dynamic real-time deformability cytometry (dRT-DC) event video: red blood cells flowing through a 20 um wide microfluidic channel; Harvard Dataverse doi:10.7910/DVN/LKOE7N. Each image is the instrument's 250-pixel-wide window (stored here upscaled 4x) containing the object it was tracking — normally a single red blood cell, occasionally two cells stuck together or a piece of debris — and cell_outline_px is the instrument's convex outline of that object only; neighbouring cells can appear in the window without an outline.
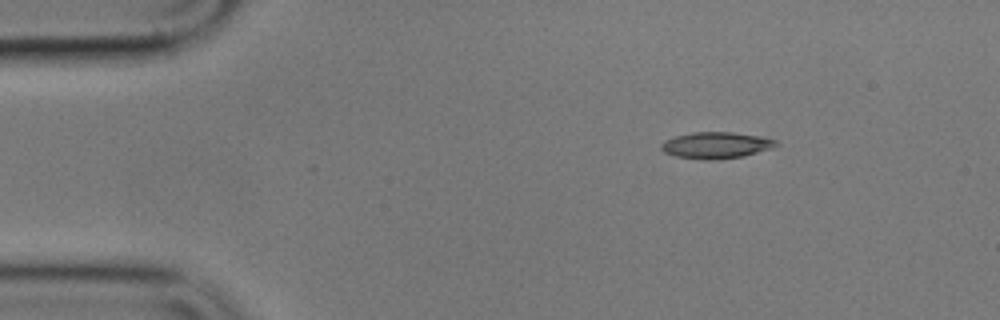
{"species": "common noctule bat (a hibernating species)", "species_latin": "Nyctalus noctula", "temperature_condition": "cold", "stored_images_in_passage": 49, "camera_frame_rate_fps": 3000, "um_per_image_px": 0.085, "animal": {"sex": "male", "body_mass_g": 17.9}, "frame": {"image": 1, "passage_image": 1, "time_ms": 0.0, "image_size_px": [1000, 320], "cell_outline_px": [[780, 144], [772, 148], [744, 156], [716, 160], [700, 160], [676, 156], [664, 152], [660, 148], [660, 144], [664, 140], [676, 136], [692, 132], [732, 132], [760, 136], [776, 140]], "centroid_in_image_um": [60.86, 12.35], "position_along_channel_um": 24.1, "area_um2": 17.86}}
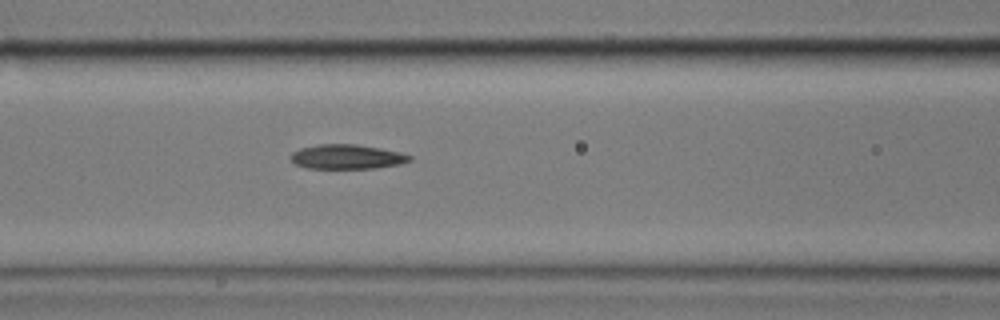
{"frame": {"image": 2, "passage_image": 16, "time_ms": 5.0, "image_size_px": [1000, 320], "cell_outline_px": [[412, 160], [400, 164], [376, 168], [308, 168], [296, 164], [288, 156], [292, 152], [300, 148], [320, 144], [356, 144], [380, 148], [400, 152], [412, 156]], "centroid_in_image_um": [29.49, 13.32], "position_along_channel_um": 137.1, "area_um2": 16.99}}
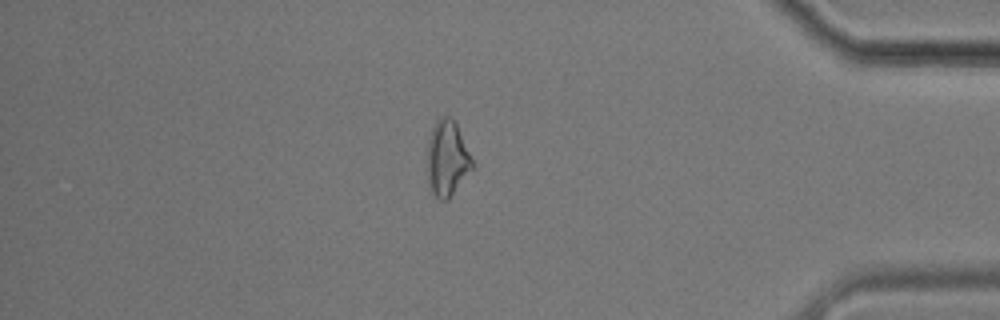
{"frame": {"image": 3, "passage_image": 41, "time_ms": 13.333, "image_size_px": [1000, 320], "cell_outline_px": [[476, 168], [448, 200], [440, 200], [432, 192], [428, 184], [428, 140], [432, 128], [436, 120], [440, 116], [452, 116], [476, 164]], "centroid_in_image_um": [38.06, 13.49], "position_along_channel_um": 397.1, "area_um2": 20.35}, "authors_computed_cell_mechanics": {"area_um2": 17.5712, "velocity_mm_per_s": 3.5272, "shape_relaxation_time_tau1_ms": 5.7258, "shape_relaxation_time_tau2_ms": 4.2386, "deformation_change_tau1": 0.1515, "deformation_change_tau2": 0.1264}}